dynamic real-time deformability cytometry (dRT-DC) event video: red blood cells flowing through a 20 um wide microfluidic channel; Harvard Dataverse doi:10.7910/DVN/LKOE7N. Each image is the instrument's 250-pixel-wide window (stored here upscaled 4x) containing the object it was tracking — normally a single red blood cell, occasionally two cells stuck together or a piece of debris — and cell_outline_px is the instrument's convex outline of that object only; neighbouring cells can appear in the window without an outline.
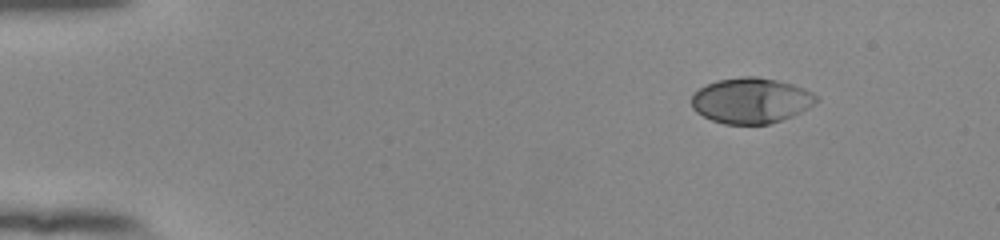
{"species": "human", "species_latin": "Homo sapiens", "temperature_condition": "room temperature", "stored_images_in_passage": 48, "camera_frame_rate_fps": 3000, "um_per_image_px": 0.085, "donor": {"sex": "female"}, "frame": {"image": 1, "passage_image": 1, "time_ms": 0.0, "image_size_px": [1000, 240], "cell_outline_px": [[820, 100], [808, 108], [792, 116], [768, 124], [724, 124], [712, 120], [696, 112], [692, 108], [692, 96], [700, 88], [716, 80], [744, 76], [756, 76], [776, 80], [792, 84], [804, 88], [820, 96]], "centroid_in_image_um": [63.87, 8.54], "position_along_channel_um": 21.1, "area_um2": 33.12}}
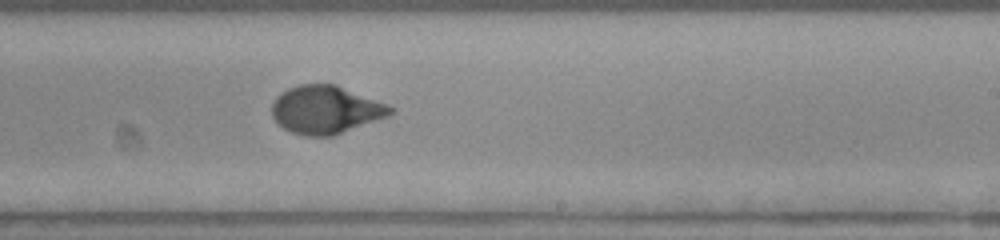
{"frame": {"image": 2, "passage_image": 28, "time_ms": 9.0, "image_size_px": [1000, 240], "cell_outline_px": [[396, 112], [388, 116], [332, 136], [304, 136], [292, 132], [284, 128], [272, 116], [272, 104], [276, 96], [288, 88], [300, 84], [336, 84], [388, 104], [396, 108]], "centroid_in_image_um": [27.71, 9.32], "position_along_channel_um": 261.3, "area_um2": 33.18}}
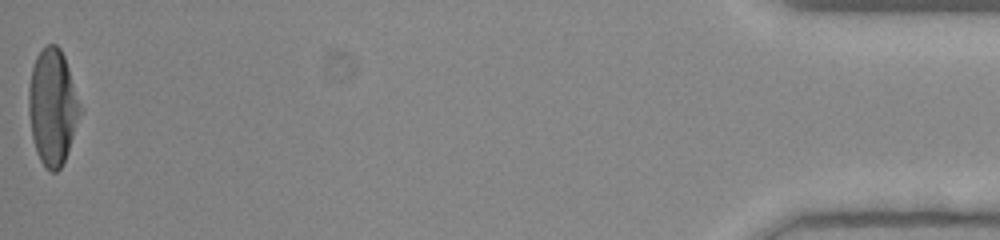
{"frame": {"image": 3, "passage_image": 48, "time_ms": 15.667, "image_size_px": [1000, 240], "cell_outline_px": [[80, 112], [64, 160], [60, 168], [56, 172], [52, 172], [44, 168], [36, 152], [32, 136], [28, 112], [28, 88], [32, 68], [36, 56], [48, 44], [56, 44], [60, 48], [64, 56], [68, 68], [80, 108]], "centroid_in_image_um": [4.41, 9.1], "position_along_channel_um": 430.8, "area_um2": 33.99}, "authors_computed_cell_mechanics": {"area_um2": 32.946, "velocity_mm_per_s": 3.8794, "shape_relaxation_time_tau1_ms": 4.1028, "shape_relaxation_time_tau2_ms": null, "deformation_change_tau1": 0.2219, "deformation_change_tau2": null}}